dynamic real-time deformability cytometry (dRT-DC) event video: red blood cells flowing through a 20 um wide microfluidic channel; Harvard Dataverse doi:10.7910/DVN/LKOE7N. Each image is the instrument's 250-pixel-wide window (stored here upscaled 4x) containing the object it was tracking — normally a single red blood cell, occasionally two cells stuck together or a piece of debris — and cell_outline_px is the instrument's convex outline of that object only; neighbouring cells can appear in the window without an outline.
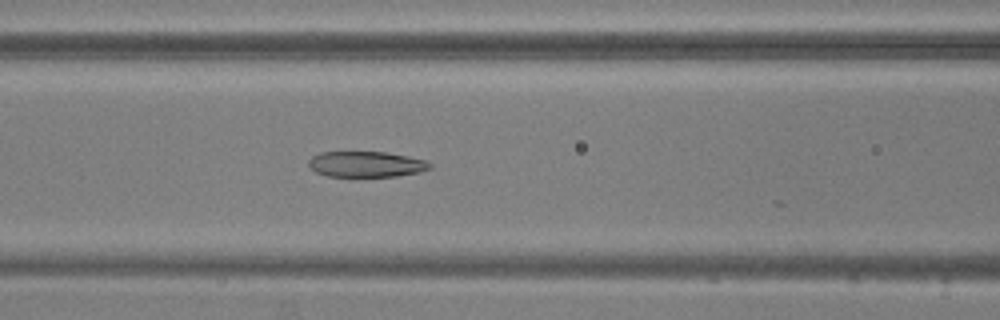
{"species": "common noctule bat (a hibernating species)", "species_latin": "Nyctalus noctula", "temperature_condition": "warm", "stored_images_in_passage": 53, "camera_frame_rate_fps": 3000, "um_per_image_px": 0.085, "animal": {"sex": "male", "body_mass_g": 20.5, "forearm_length_mm": 52.5}, "frame": {"image": 1, "passage_image": 21, "time_ms": 6.667, "image_size_px": [1000, 320], "cell_outline_px": [[432, 168], [420, 172], [396, 176], [328, 176], [316, 172], [308, 164], [308, 160], [312, 156], [320, 152], [384, 152], [408, 156], [424, 160], [432, 164]], "centroid_in_image_um": [31.13, 13.95], "position_along_channel_um": 135.5, "area_um2": 18.09}}
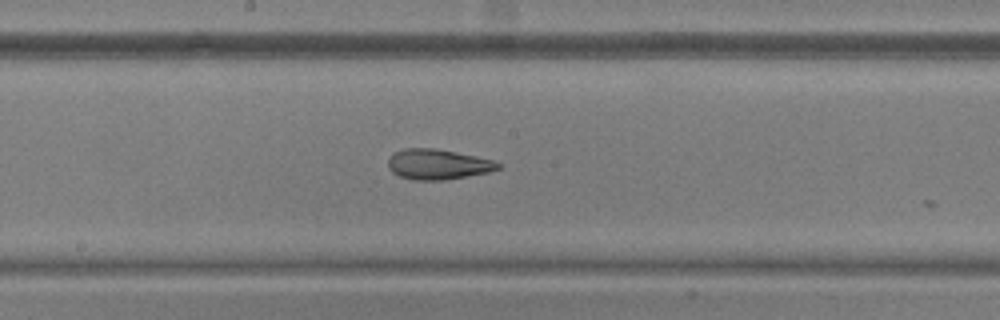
{"frame": {"image": 2, "passage_image": 27, "time_ms": 8.667, "image_size_px": [1000, 320], "cell_outline_px": [[504, 164], [500, 168], [488, 172], [444, 180], [412, 180], [400, 176], [392, 172], [388, 168], [388, 160], [392, 152], [404, 148], [436, 148], [476, 156], [492, 160]], "centroid_in_image_um": [37.2, 13.96], "position_along_channel_um": 211.0, "area_um2": 19.54}}
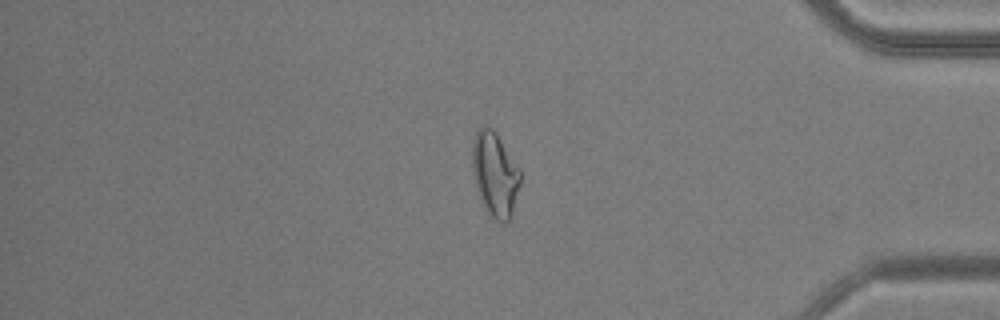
{"frame": {"image": 3, "passage_image": 44, "time_ms": 14.333, "image_size_px": [1000, 320], "cell_outline_px": [[520, 184], [512, 212], [508, 220], [504, 224], [496, 220], [484, 208], [476, 184], [472, 168], [472, 144], [476, 132], [484, 124], [492, 128], [496, 132], [520, 168]], "centroid_in_image_um": [42.07, 14.77], "position_along_channel_um": 393.1, "area_um2": 23.47}, "authors_computed_cell_mechanics": {"area_um2": 22.831, "velocity_mm_per_s": 3.7566, "shape_relaxation_time_tau1_ms": 7.5452, "shape_relaxation_time_tau2_ms": 2.3684, "deformation_change_tau1": 0.2312, "deformation_change_tau2": 0.1068}}